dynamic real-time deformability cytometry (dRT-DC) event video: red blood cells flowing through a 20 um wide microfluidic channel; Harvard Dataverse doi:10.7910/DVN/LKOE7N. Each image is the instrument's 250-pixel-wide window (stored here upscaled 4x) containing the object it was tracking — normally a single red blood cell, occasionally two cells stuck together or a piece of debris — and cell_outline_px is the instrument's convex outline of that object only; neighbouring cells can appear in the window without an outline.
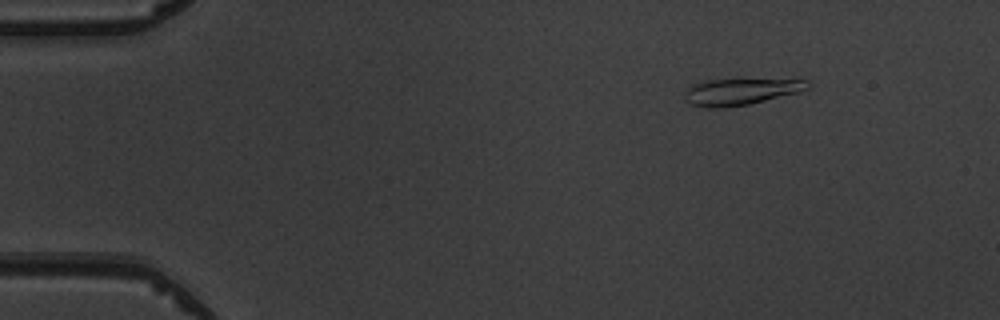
{"species": "common noctule bat (a hibernating species)", "species_latin": "Nyctalus noctula", "temperature_condition": "warm", "stored_images_in_passage": 4, "camera_frame_rate_fps": 3000, "um_per_image_px": 0.085, "animal": {"sex": "male", "body_mass_g": 19.5, "forearm_length_mm": 54.6}, "frame": {"image": 1, "passage_image": 1, "time_ms": 0.0, "image_size_px": [1000, 320], "cell_outline_px": [[812, 84], [808, 88], [800, 92], [748, 104], [724, 108], [708, 108], [692, 104], [688, 100], [688, 88], [704, 80], [808, 80]], "centroid_in_image_um": [63.03, 7.8], "position_along_channel_um": 22.0, "area_um2": 18.38}}